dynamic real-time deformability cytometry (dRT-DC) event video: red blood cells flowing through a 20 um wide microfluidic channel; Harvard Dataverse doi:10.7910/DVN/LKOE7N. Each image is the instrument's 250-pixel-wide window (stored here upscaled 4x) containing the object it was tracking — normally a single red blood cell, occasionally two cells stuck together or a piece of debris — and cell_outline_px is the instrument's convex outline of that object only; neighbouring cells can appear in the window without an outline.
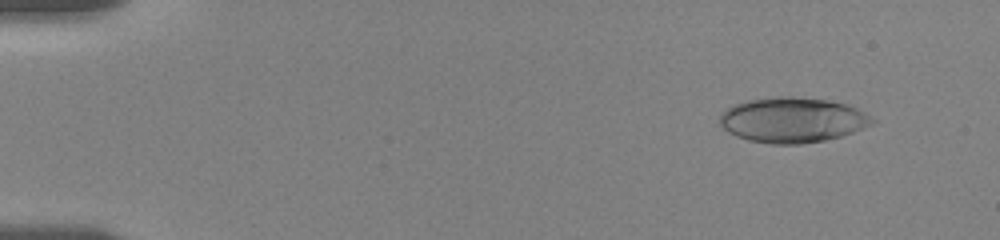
{"species": "human", "species_latin": "Homo sapiens", "temperature_condition": "room temperature", "stored_images_in_passage": 34, "camera_frame_rate_fps": 3000, "um_per_image_px": 0.085, "donor": {"sex": "female"}, "frame": {"image": 1, "passage_image": 5, "time_ms": 1.0, "image_size_px": [1000, 240], "cell_outline_px": [[876, 120], [872, 124], [852, 132], [840, 136], [824, 140], [800, 144], [772, 144], [748, 140], [736, 136], [728, 132], [720, 124], [720, 112], [744, 100], [776, 96], [792, 96], [828, 100], [848, 104], [864, 112]], "centroid_in_image_um": [67.34, 10.19], "position_along_channel_um": 17.7, "area_um2": 40.17}}
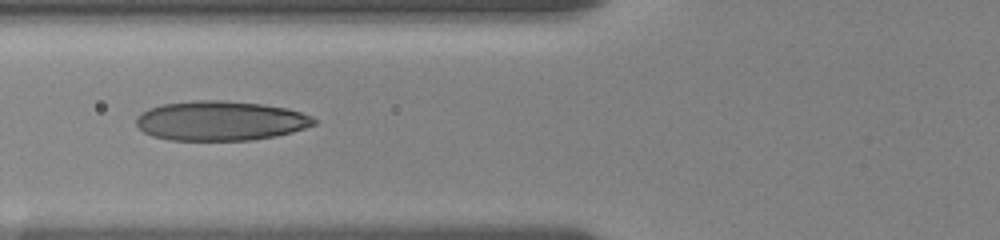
{"frame": {"image": 2, "passage_image": 22, "time_ms": 6.667, "image_size_px": [1000, 240], "cell_outline_px": [[316, 124], [292, 132], [276, 136], [252, 140], [168, 140], [152, 136], [144, 132], [136, 124], [136, 116], [140, 112], [148, 108], [164, 104], [196, 100], [220, 100], [264, 104], [288, 108], [312, 116], [316, 120]], "centroid_in_image_um": [18.73, 10.26], "position_along_channel_um": 107.1, "area_um2": 41.21}}
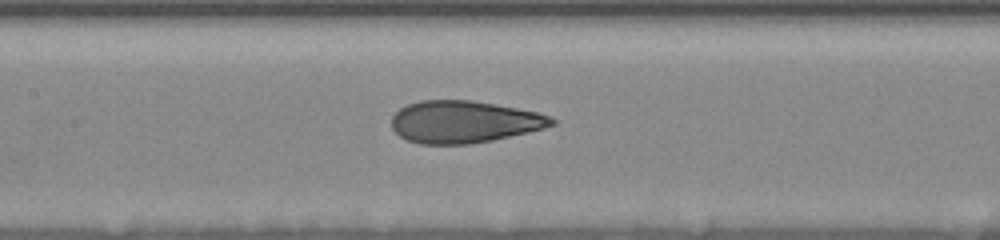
{"frame": {"image": 3, "passage_image": 30, "time_ms": 8.333, "image_size_px": [1000, 240], "cell_outline_px": [[556, 124], [544, 128], [528, 132], [492, 140], [468, 144], [420, 144], [408, 140], [400, 136], [392, 128], [392, 116], [400, 108], [408, 104], [420, 100], [472, 100], [496, 104], [536, 112], [552, 116], [556, 120]], "centroid_in_image_um": [39.45, 10.35], "position_along_channel_um": 168.0, "area_um2": 39.3}}